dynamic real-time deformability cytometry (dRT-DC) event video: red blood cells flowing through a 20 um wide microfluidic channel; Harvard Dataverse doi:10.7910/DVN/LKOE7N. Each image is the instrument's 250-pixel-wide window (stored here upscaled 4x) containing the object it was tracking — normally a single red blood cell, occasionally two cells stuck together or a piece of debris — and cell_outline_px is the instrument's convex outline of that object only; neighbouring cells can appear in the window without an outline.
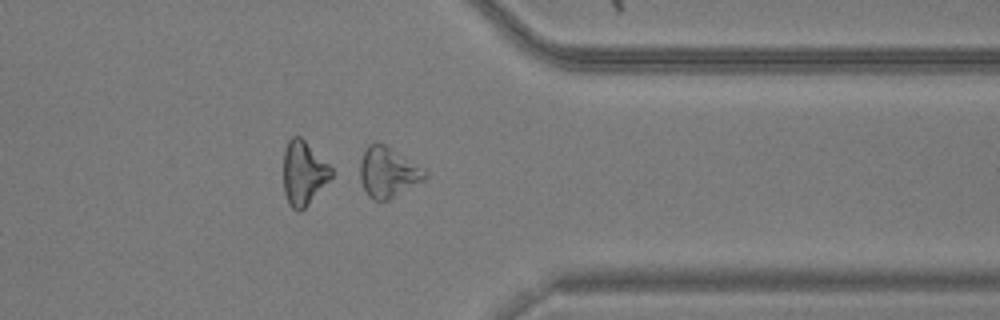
{"species": "common noctule bat (a hibernating species)", "species_latin": "Nyctalus noctula", "temperature_condition": "warm", "stored_images_in_passage": 35, "camera_frame_rate_fps": 3000, "um_per_image_px": 0.085, "animal": {"sex": "male", "body_mass_g": 20.5, "forearm_length_mm": 52.5}, "frame": {"image": 1, "passage_image": 25, "time_ms": 8.0, "image_size_px": [1000, 320], "cell_outline_px": [[428, 176], [424, 180], [388, 200], [372, 200], [368, 196], [360, 180], [360, 160], [364, 148], [368, 144], [376, 140], [384, 144], [424, 168], [428, 172]], "centroid_in_image_um": [32.96, 14.62], "position_along_channel_um": 378.4, "area_um2": 19.19}}